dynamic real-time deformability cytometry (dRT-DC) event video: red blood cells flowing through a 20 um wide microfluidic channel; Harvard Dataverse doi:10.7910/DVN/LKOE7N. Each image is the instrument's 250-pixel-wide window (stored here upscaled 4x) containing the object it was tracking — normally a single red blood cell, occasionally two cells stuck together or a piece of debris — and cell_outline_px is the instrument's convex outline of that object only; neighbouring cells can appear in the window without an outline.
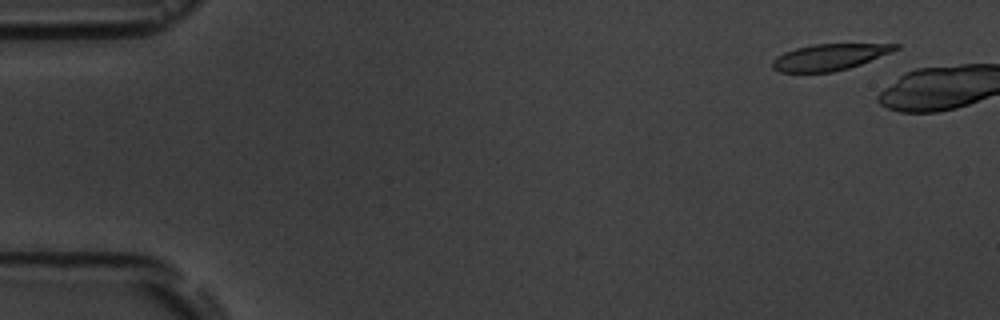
{"species": "common noctule bat (a hibernating species)", "species_latin": "Nyctalus noctula", "temperature_condition": "room temperature", "stored_images_in_passage": 3, "camera_frame_rate_fps": 3000, "um_per_image_px": 0.085, "animal": {"sex": "male", "body_mass_g": 19.5, "forearm_length_mm": 54.6}, "frame": {"image": 1, "passage_image": 1, "time_ms": 0.0, "image_size_px": [1000, 320], "cell_outline_px": [[900, 48], [892, 52], [860, 64], [848, 68], [832, 72], [780, 72], [772, 68], [772, 60], [776, 56], [784, 52], [796, 48], [812, 44], [900, 44]], "centroid_in_image_um": [70.48, 4.85], "position_along_channel_um": 14.5, "area_um2": 18.79}}